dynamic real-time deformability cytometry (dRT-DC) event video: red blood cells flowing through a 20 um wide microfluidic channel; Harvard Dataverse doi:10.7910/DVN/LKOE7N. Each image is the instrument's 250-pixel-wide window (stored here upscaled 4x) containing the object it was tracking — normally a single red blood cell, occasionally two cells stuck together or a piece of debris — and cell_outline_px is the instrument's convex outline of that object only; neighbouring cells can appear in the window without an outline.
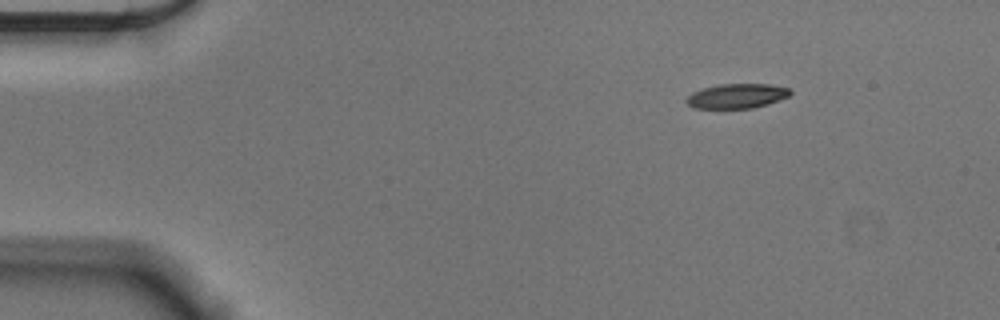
{"species": "Egyptian fruit bat (a non-hibernating species)", "species_latin": "Rousettus aegyptiacus", "temperature_condition": "cold", "stored_images_in_passage": 49, "camera_frame_rate_fps": 3000, "um_per_image_px": 0.085, "animal": {"sex": "male"}, "frame": {"image": 1, "passage_image": 1, "time_ms": 0.0, "image_size_px": [1000, 320], "cell_outline_px": [[792, 92], [788, 96], [768, 104], [752, 108], [692, 108], [684, 100], [692, 92], [704, 88], [720, 84], [768, 84], [788, 88]], "centroid_in_image_um": [62.6, 8.16], "position_along_channel_um": 22.4, "area_um2": 14.8}}
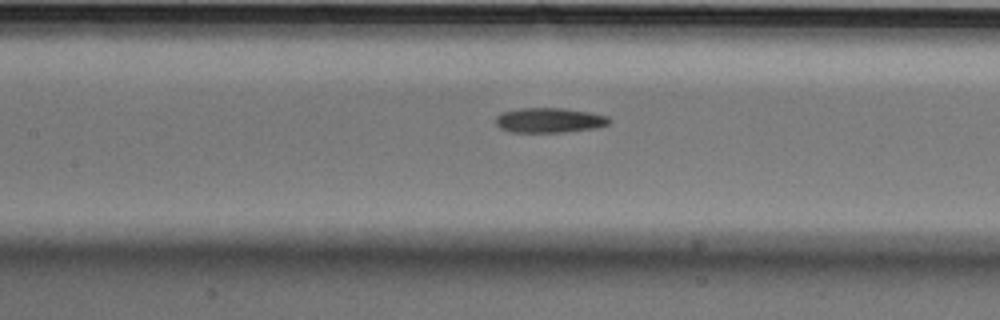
{"frame": {"image": 2, "passage_image": 19, "time_ms": 6.0, "image_size_px": [1000, 320], "cell_outline_px": [[612, 120], [608, 124], [596, 128], [564, 132], [512, 132], [500, 128], [496, 124], [496, 116], [500, 112], [520, 108], [564, 108], [588, 112], [608, 116]], "centroid_in_image_um": [46.69, 10.22], "position_along_channel_um": 160.7, "area_um2": 16.53}}
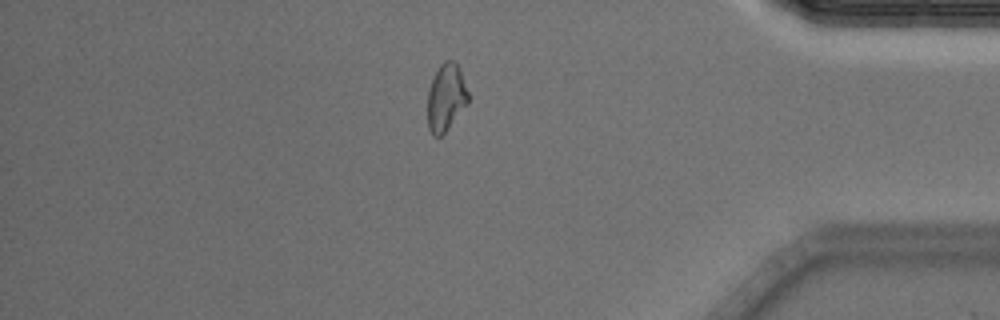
{"frame": {"image": 3, "passage_image": 41, "time_ms": 13.333, "image_size_px": [1000, 320], "cell_outline_px": [[468, 104], [444, 132], [440, 136], [432, 136], [428, 128], [428, 88], [436, 68], [444, 60], [452, 60], [460, 68], [468, 92]], "centroid_in_image_um": [37.9, 8.25], "position_along_channel_um": 397.3, "area_um2": 16.01}, "authors_computed_cell_mechanics": {"area_um2": 16.2996, "velocity_mm_per_s": 3.6263, "shape_relaxation_time_tau1_ms": 5.9813, "shape_relaxation_time_tau2_ms": 6.6526, "deformation_change_tau1": 0.1787, "deformation_change_tau2": 0.1567}}